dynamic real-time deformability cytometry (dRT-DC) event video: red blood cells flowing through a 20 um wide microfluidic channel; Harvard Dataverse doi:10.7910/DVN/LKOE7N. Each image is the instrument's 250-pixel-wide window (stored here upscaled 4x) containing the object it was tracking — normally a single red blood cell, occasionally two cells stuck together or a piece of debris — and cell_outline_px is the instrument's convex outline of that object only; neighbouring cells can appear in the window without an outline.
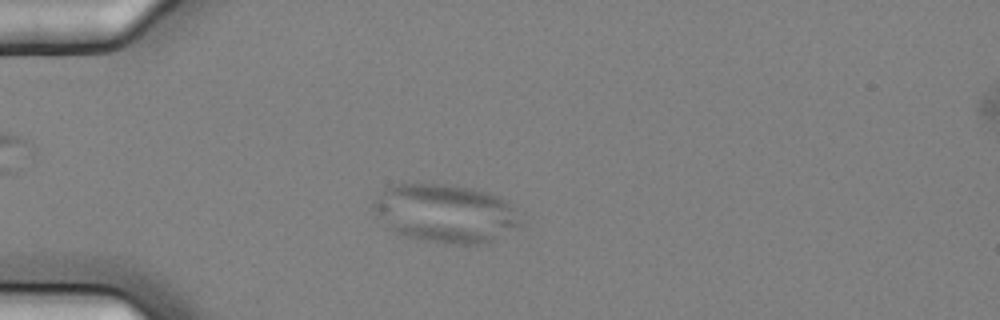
{"species": "common noctule bat (a hibernating species)", "species_latin": "Nyctalus noctula", "temperature_condition": "cold", "stored_images_in_passage": 7, "camera_frame_rate_fps": 3000, "um_per_image_px": 0.085, "animal": {"sex": "female", "body_mass_g": 25.1}, "frame": {"image": 1, "passage_image": 3, "time_ms": 0.667, "image_size_px": [1000, 320], "cell_outline_px": [[520, 224], [488, 244], [448, 244], [420, 240], [384, 228], [372, 208], [372, 200], [384, 188], [392, 184], [444, 184], [472, 188], [488, 192], [500, 196], [516, 208]], "centroid_in_image_um": [37.8, 18.13], "position_along_channel_um": 47.2, "area_um2": 50.63}}
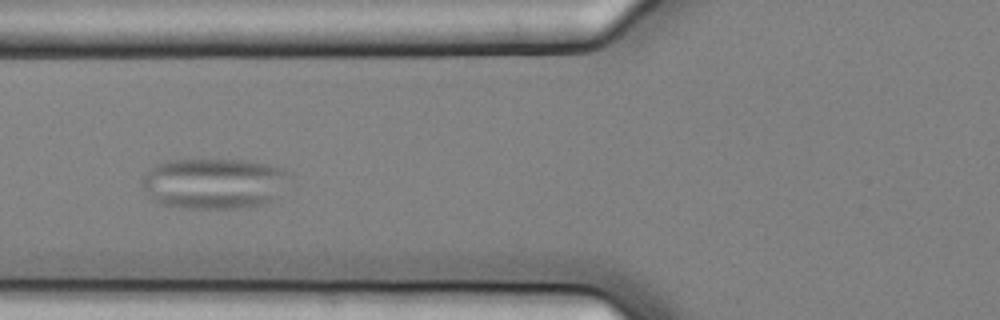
{"frame": {"image": 2, "passage_image": 5, "time_ms": 1.333, "image_size_px": [1000, 320], "cell_outline_px": [[300, 184], [296, 188], [264, 204], [240, 208], [176, 208], [160, 204], [144, 188], [144, 176], [148, 168], [156, 164], [168, 160], [240, 160], [268, 164], [292, 172]], "centroid_in_image_um": [18.43, 15.6], "position_along_channel_um": 107.4, "area_um2": 45.03}}